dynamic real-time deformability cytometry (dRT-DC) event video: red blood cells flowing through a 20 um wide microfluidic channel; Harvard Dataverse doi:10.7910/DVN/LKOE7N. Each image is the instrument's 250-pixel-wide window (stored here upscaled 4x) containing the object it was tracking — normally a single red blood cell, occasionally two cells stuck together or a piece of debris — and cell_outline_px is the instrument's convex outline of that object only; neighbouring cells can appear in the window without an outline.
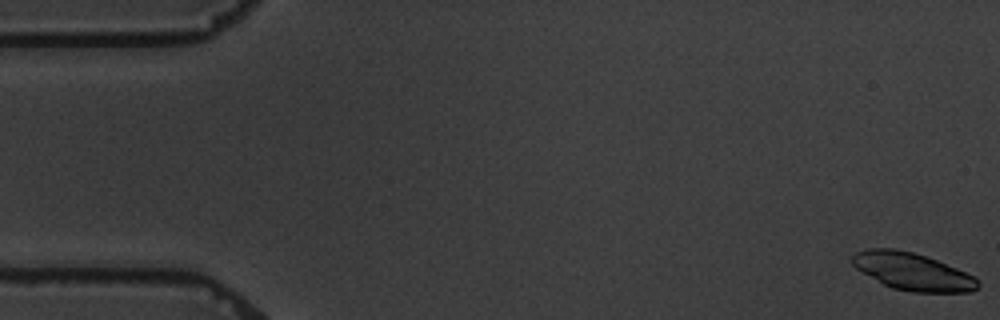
{"species": "common noctule bat (a hibernating species)", "species_latin": "Nyctalus noctula", "temperature_condition": "warm", "stored_images_in_passage": 3, "camera_frame_rate_fps": 3000, "um_per_image_px": 0.085, "animal": {"sex": "male", "body_mass_g": 19.5, "forearm_length_mm": 54.6}, "frame": {"image": 1, "passage_image": 1, "time_ms": 0.0, "image_size_px": [1000, 320], "cell_outline_px": [[980, 284], [972, 292], [912, 292], [892, 288], [884, 284], [856, 268], [848, 260], [856, 252], [868, 248], [896, 248], [912, 252], [936, 260], [956, 268], [972, 276]], "centroid_in_image_um": [77.51, 23.07], "position_along_channel_um": 7.5, "area_um2": 27.05}}